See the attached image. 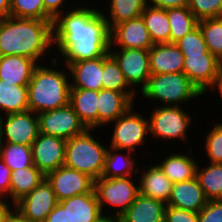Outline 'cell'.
Masks as SVG:
<instances>
[{
    "mask_svg": "<svg viewBox=\"0 0 222 222\" xmlns=\"http://www.w3.org/2000/svg\"><path fill=\"white\" fill-rule=\"evenodd\" d=\"M63 15L53 21V43L64 56L66 66L110 51V29L101 12L81 7Z\"/></svg>",
    "mask_w": 222,
    "mask_h": 222,
    "instance_id": "cell-1",
    "label": "cell"
},
{
    "mask_svg": "<svg viewBox=\"0 0 222 222\" xmlns=\"http://www.w3.org/2000/svg\"><path fill=\"white\" fill-rule=\"evenodd\" d=\"M53 45V21L6 17L0 19V56L17 55L36 62Z\"/></svg>",
    "mask_w": 222,
    "mask_h": 222,
    "instance_id": "cell-2",
    "label": "cell"
},
{
    "mask_svg": "<svg viewBox=\"0 0 222 222\" xmlns=\"http://www.w3.org/2000/svg\"><path fill=\"white\" fill-rule=\"evenodd\" d=\"M64 72L37 66L27 85L28 107L35 114L69 104L70 82Z\"/></svg>",
    "mask_w": 222,
    "mask_h": 222,
    "instance_id": "cell-3",
    "label": "cell"
},
{
    "mask_svg": "<svg viewBox=\"0 0 222 222\" xmlns=\"http://www.w3.org/2000/svg\"><path fill=\"white\" fill-rule=\"evenodd\" d=\"M90 130L66 140L64 165L96 180L103 173L107 149L90 135Z\"/></svg>",
    "mask_w": 222,
    "mask_h": 222,
    "instance_id": "cell-4",
    "label": "cell"
},
{
    "mask_svg": "<svg viewBox=\"0 0 222 222\" xmlns=\"http://www.w3.org/2000/svg\"><path fill=\"white\" fill-rule=\"evenodd\" d=\"M141 92L147 99L160 100L174 106L202 95L184 73L151 74Z\"/></svg>",
    "mask_w": 222,
    "mask_h": 222,
    "instance_id": "cell-5",
    "label": "cell"
},
{
    "mask_svg": "<svg viewBox=\"0 0 222 222\" xmlns=\"http://www.w3.org/2000/svg\"><path fill=\"white\" fill-rule=\"evenodd\" d=\"M130 178L132 177H100L94 180L93 190L101 211L105 202L118 207L116 215H113L115 217L114 219H119L127 211L139 194L138 186L135 187L131 181L132 179Z\"/></svg>",
    "mask_w": 222,
    "mask_h": 222,
    "instance_id": "cell-6",
    "label": "cell"
},
{
    "mask_svg": "<svg viewBox=\"0 0 222 222\" xmlns=\"http://www.w3.org/2000/svg\"><path fill=\"white\" fill-rule=\"evenodd\" d=\"M132 108L130 107L115 122L110 147L112 151L132 152L136 145L144 142L145 136L149 133V120L141 117L139 113H131Z\"/></svg>",
    "mask_w": 222,
    "mask_h": 222,
    "instance_id": "cell-7",
    "label": "cell"
},
{
    "mask_svg": "<svg viewBox=\"0 0 222 222\" xmlns=\"http://www.w3.org/2000/svg\"><path fill=\"white\" fill-rule=\"evenodd\" d=\"M37 116L39 120V133L41 134L68 140L82 134L87 129L69 104L62 108L38 113Z\"/></svg>",
    "mask_w": 222,
    "mask_h": 222,
    "instance_id": "cell-8",
    "label": "cell"
},
{
    "mask_svg": "<svg viewBox=\"0 0 222 222\" xmlns=\"http://www.w3.org/2000/svg\"><path fill=\"white\" fill-rule=\"evenodd\" d=\"M149 132L154 137L186 139V129L189 127L191 116L180 106H165L156 108L149 119Z\"/></svg>",
    "mask_w": 222,
    "mask_h": 222,
    "instance_id": "cell-9",
    "label": "cell"
},
{
    "mask_svg": "<svg viewBox=\"0 0 222 222\" xmlns=\"http://www.w3.org/2000/svg\"><path fill=\"white\" fill-rule=\"evenodd\" d=\"M46 179L51 184L58 202L92 192L94 189L93 178L65 165L48 173Z\"/></svg>",
    "mask_w": 222,
    "mask_h": 222,
    "instance_id": "cell-10",
    "label": "cell"
},
{
    "mask_svg": "<svg viewBox=\"0 0 222 222\" xmlns=\"http://www.w3.org/2000/svg\"><path fill=\"white\" fill-rule=\"evenodd\" d=\"M58 204L51 184L45 178L32 192L18 201L14 207L28 222H45Z\"/></svg>",
    "mask_w": 222,
    "mask_h": 222,
    "instance_id": "cell-11",
    "label": "cell"
},
{
    "mask_svg": "<svg viewBox=\"0 0 222 222\" xmlns=\"http://www.w3.org/2000/svg\"><path fill=\"white\" fill-rule=\"evenodd\" d=\"M33 164L46 176L64 165L66 140L39 133L31 146Z\"/></svg>",
    "mask_w": 222,
    "mask_h": 222,
    "instance_id": "cell-12",
    "label": "cell"
},
{
    "mask_svg": "<svg viewBox=\"0 0 222 222\" xmlns=\"http://www.w3.org/2000/svg\"><path fill=\"white\" fill-rule=\"evenodd\" d=\"M34 114L30 110L6 114L5 122L0 115L2 138L5 136L8 143L32 146L39 135V120Z\"/></svg>",
    "mask_w": 222,
    "mask_h": 222,
    "instance_id": "cell-13",
    "label": "cell"
},
{
    "mask_svg": "<svg viewBox=\"0 0 222 222\" xmlns=\"http://www.w3.org/2000/svg\"><path fill=\"white\" fill-rule=\"evenodd\" d=\"M119 64L123 76L130 86L131 84H143L141 91L146 87L151 75L149 64V50L123 49L120 52H109Z\"/></svg>",
    "mask_w": 222,
    "mask_h": 222,
    "instance_id": "cell-14",
    "label": "cell"
},
{
    "mask_svg": "<svg viewBox=\"0 0 222 222\" xmlns=\"http://www.w3.org/2000/svg\"><path fill=\"white\" fill-rule=\"evenodd\" d=\"M222 62L209 51L205 54L184 55L183 73L204 94L212 84Z\"/></svg>",
    "mask_w": 222,
    "mask_h": 222,
    "instance_id": "cell-15",
    "label": "cell"
},
{
    "mask_svg": "<svg viewBox=\"0 0 222 222\" xmlns=\"http://www.w3.org/2000/svg\"><path fill=\"white\" fill-rule=\"evenodd\" d=\"M111 45L113 43L123 49L150 50L154 45L141 16L115 25L110 30Z\"/></svg>",
    "mask_w": 222,
    "mask_h": 222,
    "instance_id": "cell-16",
    "label": "cell"
},
{
    "mask_svg": "<svg viewBox=\"0 0 222 222\" xmlns=\"http://www.w3.org/2000/svg\"><path fill=\"white\" fill-rule=\"evenodd\" d=\"M58 203L63 208H67L70 222H107L109 219H114L113 216L103 214L94 190Z\"/></svg>",
    "mask_w": 222,
    "mask_h": 222,
    "instance_id": "cell-17",
    "label": "cell"
},
{
    "mask_svg": "<svg viewBox=\"0 0 222 222\" xmlns=\"http://www.w3.org/2000/svg\"><path fill=\"white\" fill-rule=\"evenodd\" d=\"M135 94V92L101 89L98 92V126L115 122L133 106L132 102Z\"/></svg>",
    "mask_w": 222,
    "mask_h": 222,
    "instance_id": "cell-18",
    "label": "cell"
},
{
    "mask_svg": "<svg viewBox=\"0 0 222 222\" xmlns=\"http://www.w3.org/2000/svg\"><path fill=\"white\" fill-rule=\"evenodd\" d=\"M149 64L153 75L183 73L184 55L175 43L154 44L149 50Z\"/></svg>",
    "mask_w": 222,
    "mask_h": 222,
    "instance_id": "cell-19",
    "label": "cell"
},
{
    "mask_svg": "<svg viewBox=\"0 0 222 222\" xmlns=\"http://www.w3.org/2000/svg\"><path fill=\"white\" fill-rule=\"evenodd\" d=\"M207 202L204 191L195 177L173 183L171 196L166 205L198 213Z\"/></svg>",
    "mask_w": 222,
    "mask_h": 222,
    "instance_id": "cell-20",
    "label": "cell"
},
{
    "mask_svg": "<svg viewBox=\"0 0 222 222\" xmlns=\"http://www.w3.org/2000/svg\"><path fill=\"white\" fill-rule=\"evenodd\" d=\"M72 73L73 84L70 88L100 91L103 89V56L91 60L72 62L67 65Z\"/></svg>",
    "mask_w": 222,
    "mask_h": 222,
    "instance_id": "cell-21",
    "label": "cell"
},
{
    "mask_svg": "<svg viewBox=\"0 0 222 222\" xmlns=\"http://www.w3.org/2000/svg\"><path fill=\"white\" fill-rule=\"evenodd\" d=\"M35 60L17 55L0 56V80L27 86L38 66Z\"/></svg>",
    "mask_w": 222,
    "mask_h": 222,
    "instance_id": "cell-22",
    "label": "cell"
},
{
    "mask_svg": "<svg viewBox=\"0 0 222 222\" xmlns=\"http://www.w3.org/2000/svg\"><path fill=\"white\" fill-rule=\"evenodd\" d=\"M69 105L87 129L98 126V91L70 88Z\"/></svg>",
    "mask_w": 222,
    "mask_h": 222,
    "instance_id": "cell-23",
    "label": "cell"
},
{
    "mask_svg": "<svg viewBox=\"0 0 222 222\" xmlns=\"http://www.w3.org/2000/svg\"><path fill=\"white\" fill-rule=\"evenodd\" d=\"M165 205L162 201L138 194L135 201L119 218V221L164 222Z\"/></svg>",
    "mask_w": 222,
    "mask_h": 222,
    "instance_id": "cell-24",
    "label": "cell"
},
{
    "mask_svg": "<svg viewBox=\"0 0 222 222\" xmlns=\"http://www.w3.org/2000/svg\"><path fill=\"white\" fill-rule=\"evenodd\" d=\"M143 174L140 178L141 181H139L140 185H138L139 194L167 204L173 188V183L170 179L157 164L148 168V171L146 170Z\"/></svg>",
    "mask_w": 222,
    "mask_h": 222,
    "instance_id": "cell-25",
    "label": "cell"
},
{
    "mask_svg": "<svg viewBox=\"0 0 222 222\" xmlns=\"http://www.w3.org/2000/svg\"><path fill=\"white\" fill-rule=\"evenodd\" d=\"M46 176L33 164L12 171L10 177V196L15 205L24 196L32 192Z\"/></svg>",
    "mask_w": 222,
    "mask_h": 222,
    "instance_id": "cell-26",
    "label": "cell"
},
{
    "mask_svg": "<svg viewBox=\"0 0 222 222\" xmlns=\"http://www.w3.org/2000/svg\"><path fill=\"white\" fill-rule=\"evenodd\" d=\"M147 5L141 14L154 44L170 43L167 9Z\"/></svg>",
    "mask_w": 222,
    "mask_h": 222,
    "instance_id": "cell-27",
    "label": "cell"
},
{
    "mask_svg": "<svg viewBox=\"0 0 222 222\" xmlns=\"http://www.w3.org/2000/svg\"><path fill=\"white\" fill-rule=\"evenodd\" d=\"M197 163L184 154H174L165 158L158 166L172 183L182 182L196 177Z\"/></svg>",
    "mask_w": 222,
    "mask_h": 222,
    "instance_id": "cell-28",
    "label": "cell"
},
{
    "mask_svg": "<svg viewBox=\"0 0 222 222\" xmlns=\"http://www.w3.org/2000/svg\"><path fill=\"white\" fill-rule=\"evenodd\" d=\"M0 109L7 114L29 110L27 86H18L0 80Z\"/></svg>",
    "mask_w": 222,
    "mask_h": 222,
    "instance_id": "cell-29",
    "label": "cell"
},
{
    "mask_svg": "<svg viewBox=\"0 0 222 222\" xmlns=\"http://www.w3.org/2000/svg\"><path fill=\"white\" fill-rule=\"evenodd\" d=\"M167 17L170 23V43H176L198 25L189 7L169 8Z\"/></svg>",
    "mask_w": 222,
    "mask_h": 222,
    "instance_id": "cell-30",
    "label": "cell"
},
{
    "mask_svg": "<svg viewBox=\"0 0 222 222\" xmlns=\"http://www.w3.org/2000/svg\"><path fill=\"white\" fill-rule=\"evenodd\" d=\"M196 178L208 201L222 200V164L211 163L205 169H196Z\"/></svg>",
    "mask_w": 222,
    "mask_h": 222,
    "instance_id": "cell-31",
    "label": "cell"
},
{
    "mask_svg": "<svg viewBox=\"0 0 222 222\" xmlns=\"http://www.w3.org/2000/svg\"><path fill=\"white\" fill-rule=\"evenodd\" d=\"M147 0H111V21L105 16L108 27L111 30L115 25L141 16L148 5Z\"/></svg>",
    "mask_w": 222,
    "mask_h": 222,
    "instance_id": "cell-32",
    "label": "cell"
},
{
    "mask_svg": "<svg viewBox=\"0 0 222 222\" xmlns=\"http://www.w3.org/2000/svg\"><path fill=\"white\" fill-rule=\"evenodd\" d=\"M103 89L114 90L117 92H135L134 88L126 90L129 87L126 82L119 64L108 52L103 56Z\"/></svg>",
    "mask_w": 222,
    "mask_h": 222,
    "instance_id": "cell-33",
    "label": "cell"
},
{
    "mask_svg": "<svg viewBox=\"0 0 222 222\" xmlns=\"http://www.w3.org/2000/svg\"><path fill=\"white\" fill-rule=\"evenodd\" d=\"M208 51L222 62V18H209L198 21Z\"/></svg>",
    "mask_w": 222,
    "mask_h": 222,
    "instance_id": "cell-34",
    "label": "cell"
},
{
    "mask_svg": "<svg viewBox=\"0 0 222 222\" xmlns=\"http://www.w3.org/2000/svg\"><path fill=\"white\" fill-rule=\"evenodd\" d=\"M4 146L2 145L1 147L0 159L3 160L11 171L33 165L31 146L8 142Z\"/></svg>",
    "mask_w": 222,
    "mask_h": 222,
    "instance_id": "cell-35",
    "label": "cell"
},
{
    "mask_svg": "<svg viewBox=\"0 0 222 222\" xmlns=\"http://www.w3.org/2000/svg\"><path fill=\"white\" fill-rule=\"evenodd\" d=\"M127 152L129 155L123 157L122 155H118L115 152L107 150L104 170L101 177L104 178L133 177L132 170L135 161L132 159L131 157L132 155H130L131 151L127 150ZM121 159L123 160V162H121L122 161Z\"/></svg>",
    "mask_w": 222,
    "mask_h": 222,
    "instance_id": "cell-36",
    "label": "cell"
},
{
    "mask_svg": "<svg viewBox=\"0 0 222 222\" xmlns=\"http://www.w3.org/2000/svg\"><path fill=\"white\" fill-rule=\"evenodd\" d=\"M10 16L53 21L45 13L43 0H10Z\"/></svg>",
    "mask_w": 222,
    "mask_h": 222,
    "instance_id": "cell-37",
    "label": "cell"
},
{
    "mask_svg": "<svg viewBox=\"0 0 222 222\" xmlns=\"http://www.w3.org/2000/svg\"><path fill=\"white\" fill-rule=\"evenodd\" d=\"M175 44L183 55L205 54L208 51L202 31L198 25Z\"/></svg>",
    "mask_w": 222,
    "mask_h": 222,
    "instance_id": "cell-38",
    "label": "cell"
},
{
    "mask_svg": "<svg viewBox=\"0 0 222 222\" xmlns=\"http://www.w3.org/2000/svg\"><path fill=\"white\" fill-rule=\"evenodd\" d=\"M189 9L198 21L220 17L222 0H190Z\"/></svg>",
    "mask_w": 222,
    "mask_h": 222,
    "instance_id": "cell-39",
    "label": "cell"
},
{
    "mask_svg": "<svg viewBox=\"0 0 222 222\" xmlns=\"http://www.w3.org/2000/svg\"><path fill=\"white\" fill-rule=\"evenodd\" d=\"M206 149L211 163L222 164V123H217L206 137Z\"/></svg>",
    "mask_w": 222,
    "mask_h": 222,
    "instance_id": "cell-40",
    "label": "cell"
},
{
    "mask_svg": "<svg viewBox=\"0 0 222 222\" xmlns=\"http://www.w3.org/2000/svg\"><path fill=\"white\" fill-rule=\"evenodd\" d=\"M199 222H222V200L208 201L198 212Z\"/></svg>",
    "mask_w": 222,
    "mask_h": 222,
    "instance_id": "cell-41",
    "label": "cell"
},
{
    "mask_svg": "<svg viewBox=\"0 0 222 222\" xmlns=\"http://www.w3.org/2000/svg\"><path fill=\"white\" fill-rule=\"evenodd\" d=\"M164 222H199L198 213L166 205Z\"/></svg>",
    "mask_w": 222,
    "mask_h": 222,
    "instance_id": "cell-42",
    "label": "cell"
},
{
    "mask_svg": "<svg viewBox=\"0 0 222 222\" xmlns=\"http://www.w3.org/2000/svg\"><path fill=\"white\" fill-rule=\"evenodd\" d=\"M11 169L0 159V198L6 195L7 192L10 195V177Z\"/></svg>",
    "mask_w": 222,
    "mask_h": 222,
    "instance_id": "cell-43",
    "label": "cell"
},
{
    "mask_svg": "<svg viewBox=\"0 0 222 222\" xmlns=\"http://www.w3.org/2000/svg\"><path fill=\"white\" fill-rule=\"evenodd\" d=\"M45 222H70L67 208H63L59 203L49 213Z\"/></svg>",
    "mask_w": 222,
    "mask_h": 222,
    "instance_id": "cell-44",
    "label": "cell"
},
{
    "mask_svg": "<svg viewBox=\"0 0 222 222\" xmlns=\"http://www.w3.org/2000/svg\"><path fill=\"white\" fill-rule=\"evenodd\" d=\"M64 0H43L45 13L54 21L58 16L62 15L59 7Z\"/></svg>",
    "mask_w": 222,
    "mask_h": 222,
    "instance_id": "cell-45",
    "label": "cell"
},
{
    "mask_svg": "<svg viewBox=\"0 0 222 222\" xmlns=\"http://www.w3.org/2000/svg\"><path fill=\"white\" fill-rule=\"evenodd\" d=\"M148 1V0H147ZM150 4L161 9L188 7L190 0H149ZM154 4V5H153Z\"/></svg>",
    "mask_w": 222,
    "mask_h": 222,
    "instance_id": "cell-46",
    "label": "cell"
},
{
    "mask_svg": "<svg viewBox=\"0 0 222 222\" xmlns=\"http://www.w3.org/2000/svg\"><path fill=\"white\" fill-rule=\"evenodd\" d=\"M3 222H28V221L15 208L14 213L10 211L9 214L5 217Z\"/></svg>",
    "mask_w": 222,
    "mask_h": 222,
    "instance_id": "cell-47",
    "label": "cell"
},
{
    "mask_svg": "<svg viewBox=\"0 0 222 222\" xmlns=\"http://www.w3.org/2000/svg\"><path fill=\"white\" fill-rule=\"evenodd\" d=\"M10 16V0H0V19Z\"/></svg>",
    "mask_w": 222,
    "mask_h": 222,
    "instance_id": "cell-48",
    "label": "cell"
},
{
    "mask_svg": "<svg viewBox=\"0 0 222 222\" xmlns=\"http://www.w3.org/2000/svg\"><path fill=\"white\" fill-rule=\"evenodd\" d=\"M215 86V87H214ZM218 88V91L220 92V94L222 95V67L219 69L216 77L214 78L212 84L210 85V88Z\"/></svg>",
    "mask_w": 222,
    "mask_h": 222,
    "instance_id": "cell-49",
    "label": "cell"
},
{
    "mask_svg": "<svg viewBox=\"0 0 222 222\" xmlns=\"http://www.w3.org/2000/svg\"><path fill=\"white\" fill-rule=\"evenodd\" d=\"M10 211L9 204L5 203L3 199L0 200V222L4 221L5 217L9 214Z\"/></svg>",
    "mask_w": 222,
    "mask_h": 222,
    "instance_id": "cell-50",
    "label": "cell"
},
{
    "mask_svg": "<svg viewBox=\"0 0 222 222\" xmlns=\"http://www.w3.org/2000/svg\"><path fill=\"white\" fill-rule=\"evenodd\" d=\"M3 138H2V129H1V123H0V151H1V147H2V144H3Z\"/></svg>",
    "mask_w": 222,
    "mask_h": 222,
    "instance_id": "cell-51",
    "label": "cell"
},
{
    "mask_svg": "<svg viewBox=\"0 0 222 222\" xmlns=\"http://www.w3.org/2000/svg\"><path fill=\"white\" fill-rule=\"evenodd\" d=\"M107 222H120L119 219H109Z\"/></svg>",
    "mask_w": 222,
    "mask_h": 222,
    "instance_id": "cell-52",
    "label": "cell"
}]
</instances>
